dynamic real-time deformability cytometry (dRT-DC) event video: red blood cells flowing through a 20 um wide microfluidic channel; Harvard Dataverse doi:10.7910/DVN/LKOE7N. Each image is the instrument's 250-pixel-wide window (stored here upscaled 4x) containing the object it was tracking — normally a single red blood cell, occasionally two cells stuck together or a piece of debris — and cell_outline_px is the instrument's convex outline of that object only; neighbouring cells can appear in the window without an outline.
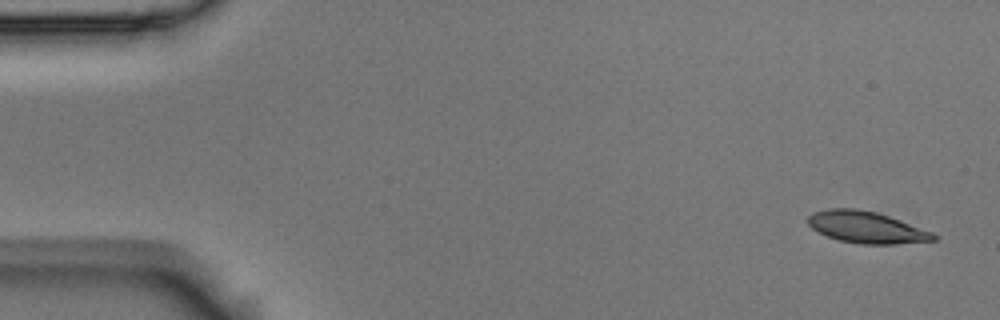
{"species": "Egyptian fruit bat (a non-hibernating species)", "species_latin": "Rousettus aegyptiacus", "temperature_condition": "room temperature", "stored_images_in_passage": 6, "camera_frame_rate_fps": 3000, "um_per_image_px": 0.085, "animal": {"sex": "male"}, "frame": {"image": 1, "passage_image": 1, "time_ms": 0.0, "image_size_px": [1000, 320], "cell_outline_px": [[940, 236], [936, 240], [896, 244], [860, 244], [840, 240], [828, 236], [812, 228], [808, 224], [808, 216], [812, 212], [828, 208], [856, 208], [876, 212], [900, 220], [932, 232]], "centroid_in_image_um": [73.65, 19.31], "position_along_channel_um": 11.3, "area_um2": 23.12}}
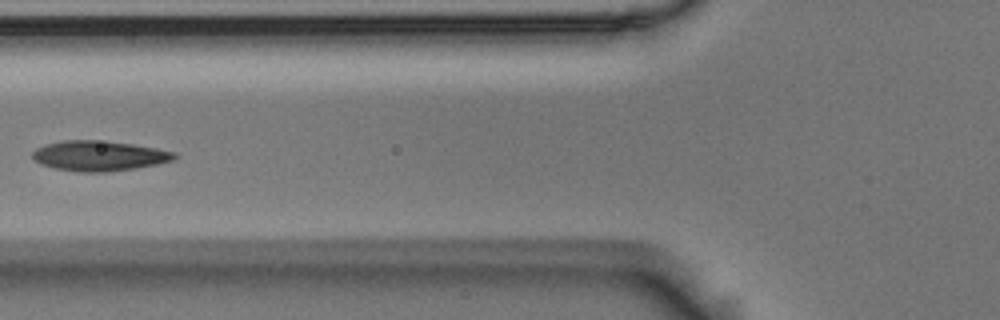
{"frame": {"image": 2, "passage_image": 5, "time_ms": 1.333, "image_size_px": [1000, 320], "cell_outline_px": [[180, 156], [172, 160], [156, 164], [136, 168], [108, 172], [80, 172], [56, 168], [40, 164], [32, 160], [32, 152], [36, 148], [44, 144], [64, 140], [96, 140], [132, 144], [156, 148], [176, 152]], "centroid_in_image_um": [8.41, 13.24], "position_along_channel_um": 117.4, "area_um2": 25.03}}
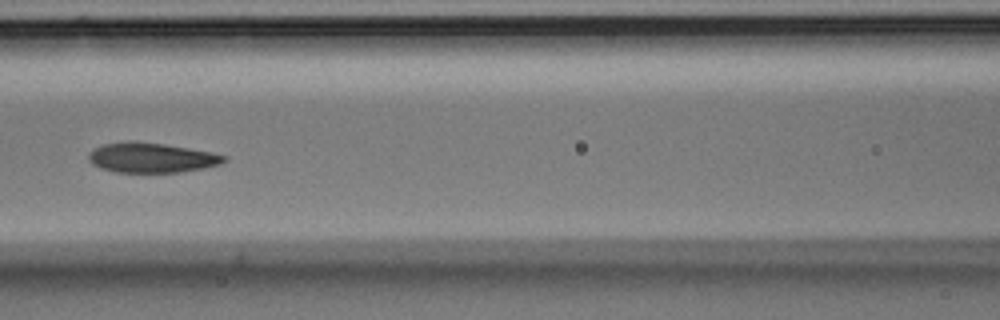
{"frame": {"image": 3, "passage_image": 6, "time_ms": 1.667, "image_size_px": [1000, 320], "cell_outline_px": [[228, 160], [220, 164], [204, 168], [180, 172], [116, 172], [100, 168], [92, 164], [88, 160], [88, 156], [92, 148], [104, 144], [128, 140], [136, 140], [164, 144], [212, 152], [228, 156]], "centroid_in_image_um": [12.86, 13.39], "position_along_channel_um": 153.7, "area_um2": 23.87}}